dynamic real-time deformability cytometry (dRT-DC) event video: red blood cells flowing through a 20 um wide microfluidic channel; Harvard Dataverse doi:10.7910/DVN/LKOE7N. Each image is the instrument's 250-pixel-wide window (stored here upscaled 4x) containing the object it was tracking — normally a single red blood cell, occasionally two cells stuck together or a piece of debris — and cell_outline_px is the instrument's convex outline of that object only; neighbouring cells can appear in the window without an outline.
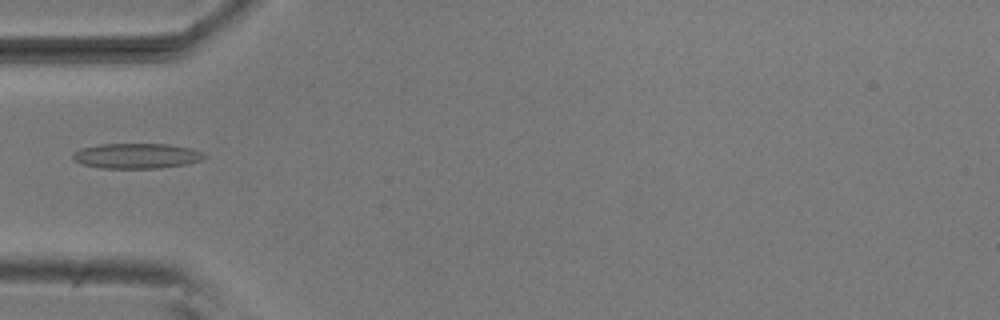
{"species": "common noctule bat (a hibernating species)", "species_latin": "Nyctalus noctula", "temperature_condition": "room temperature", "stored_images_in_passage": 33, "camera_frame_rate_fps": 3000, "um_per_image_px": 0.085, "animal": {"sex": "male", "body_mass_g": 20.5, "forearm_length_mm": 52.5}, "frame": {"image": 1, "passage_image": 1, "time_ms": 0.0, "image_size_px": [1000, 320], "cell_outline_px": [[208, 156], [200, 160], [188, 164], [160, 168], [100, 168], [84, 164], [76, 160], [72, 156], [80, 148], [100, 144], [168, 144], [192, 148], [204, 152]], "centroid_in_image_um": [11.68, 13.24], "position_along_channel_um": 73.3, "area_um2": 19.31}}
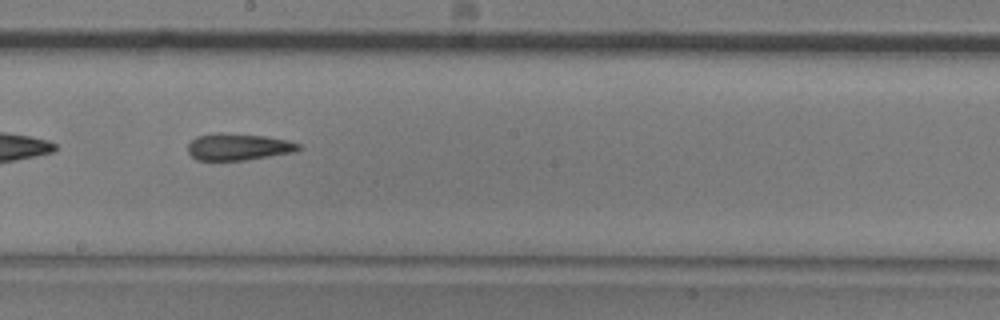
{"frame": {"image": 2, "passage_image": 13, "time_ms": 4.0, "image_size_px": [1000, 320], "cell_outline_px": [[300, 148], [292, 152], [244, 160], [196, 160], [188, 152], [188, 144], [196, 136], [216, 132], [220, 132], [264, 136], [288, 140], [300, 144]], "centroid_in_image_um": [20.21, 12.47], "position_along_channel_um": 228.0, "area_um2": 17.17}}
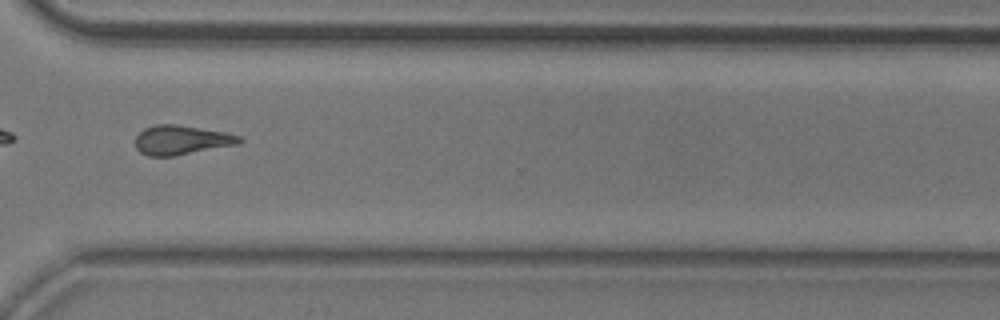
{"frame": {"image": 3, "passage_image": 23, "time_ms": 7.333, "image_size_px": [1000, 320], "cell_outline_px": [[244, 140], [240, 144], [172, 156], [148, 156], [140, 152], [136, 148], [136, 136], [144, 128], [156, 124], [176, 124], [228, 132], [240, 136]], "centroid_in_image_um": [15.45, 11.89], "position_along_channel_um": 355.1, "area_um2": 17.92}}